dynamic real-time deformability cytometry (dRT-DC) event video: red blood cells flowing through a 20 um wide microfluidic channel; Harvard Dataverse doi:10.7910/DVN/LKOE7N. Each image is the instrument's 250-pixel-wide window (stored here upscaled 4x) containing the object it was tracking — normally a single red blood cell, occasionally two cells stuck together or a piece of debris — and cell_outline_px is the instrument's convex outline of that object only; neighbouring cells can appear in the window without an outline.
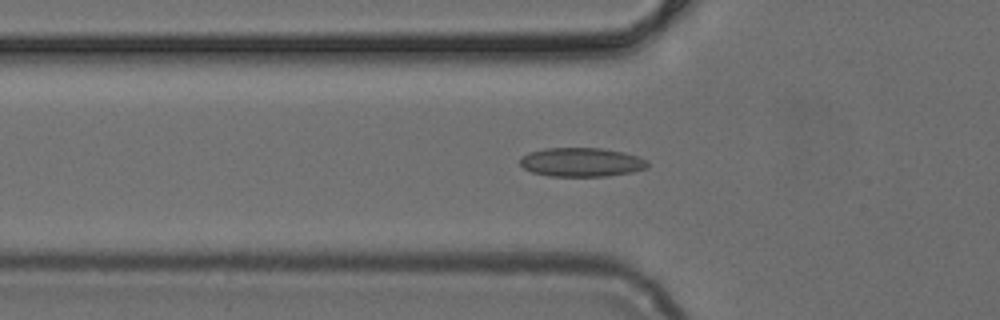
{"species": "common noctule bat (a hibernating species)", "species_latin": "Nyctalus noctula", "temperature_condition": "cold", "stored_images_in_passage": 51, "segment_of_instrument_passage": [1, 2], "camera_frame_rate_fps": 3000, "um_per_image_px": 0.085, "animal": {"sex": "female", "body_mass_g": 24.6, "forearm_length_mm": 56.2}, "frame": {"image": 1, "passage_image": 17, "time_ms": 5.333, "image_size_px": [1000, 320], "cell_outline_px": [[648, 168], [632, 172], [608, 176], [548, 176], [532, 172], [524, 168], [520, 164], [520, 156], [528, 152], [544, 148], [600, 148], [624, 152], [640, 156], [648, 160]], "centroid_in_image_um": [49.44, 13.78], "position_along_channel_um": 76.4, "area_um2": 21.79}}
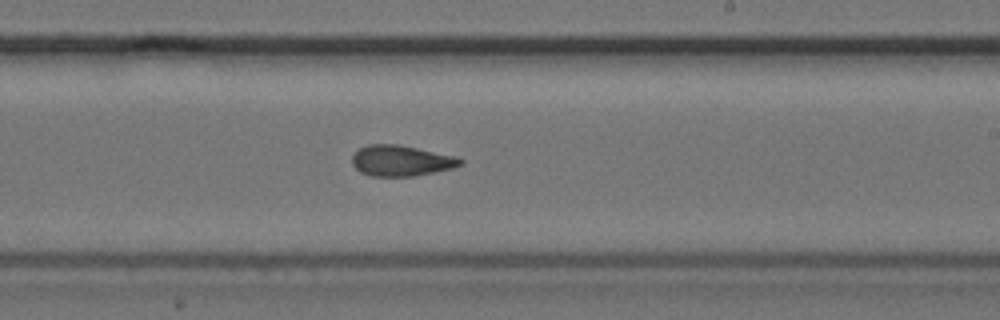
{"frame": {"image": 2, "passage_image": 30, "time_ms": 9.667, "image_size_px": [1000, 320], "cell_outline_px": [[464, 164], [452, 168], [412, 176], [372, 176], [360, 172], [352, 164], [352, 156], [360, 148], [368, 144], [396, 144], [456, 156], [464, 160]], "centroid_in_image_um": [34.09, 13.66], "position_along_channel_um": 254.9, "area_um2": 19.25}}
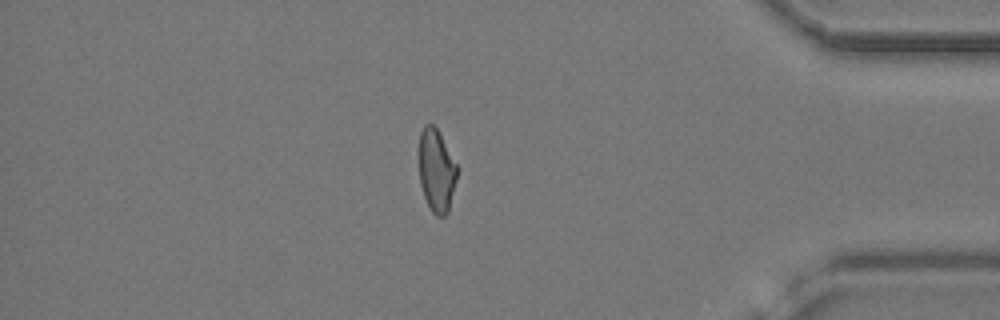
{"frame": {"image": 3, "passage_image": 43, "time_ms": 14.0, "image_size_px": [1000, 320], "cell_outline_px": [[460, 168], [448, 212], [444, 216], [436, 216], [432, 212], [424, 196], [420, 184], [416, 156], [416, 152], [420, 132], [424, 124], [432, 124], [436, 128]], "centroid_in_image_um": [37.07, 14.46], "position_along_channel_um": 398.1, "area_um2": 19.25}}